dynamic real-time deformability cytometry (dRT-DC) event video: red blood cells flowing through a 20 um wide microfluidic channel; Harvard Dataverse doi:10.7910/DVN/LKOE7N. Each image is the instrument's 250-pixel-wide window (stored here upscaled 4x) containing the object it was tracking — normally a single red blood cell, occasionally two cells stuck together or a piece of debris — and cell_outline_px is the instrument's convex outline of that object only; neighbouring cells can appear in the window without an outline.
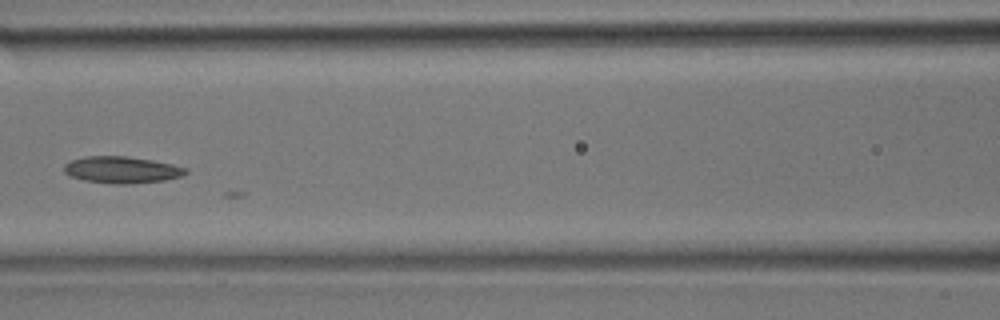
{"species": "common noctule bat (a hibernating species)", "species_latin": "Nyctalus noctula", "temperature_condition": "room temperature", "stored_images_in_passage": 18, "camera_frame_rate_fps": 3000, "um_per_image_px": 0.085, "animal": {"sex": "male", "body_mass_g": 17.9}, "frame": {"image": 1, "passage_image": 16, "time_ms": 5.0, "image_size_px": [1000, 320], "cell_outline_px": [[188, 172], [180, 176], [164, 180], [128, 184], [116, 184], [84, 180], [68, 176], [64, 172], [64, 164], [72, 160], [84, 156], [128, 156], [152, 160], [172, 164], [188, 168]], "centroid_in_image_um": [10.33, 14.43], "position_along_channel_um": 156.3, "area_um2": 18.96}}